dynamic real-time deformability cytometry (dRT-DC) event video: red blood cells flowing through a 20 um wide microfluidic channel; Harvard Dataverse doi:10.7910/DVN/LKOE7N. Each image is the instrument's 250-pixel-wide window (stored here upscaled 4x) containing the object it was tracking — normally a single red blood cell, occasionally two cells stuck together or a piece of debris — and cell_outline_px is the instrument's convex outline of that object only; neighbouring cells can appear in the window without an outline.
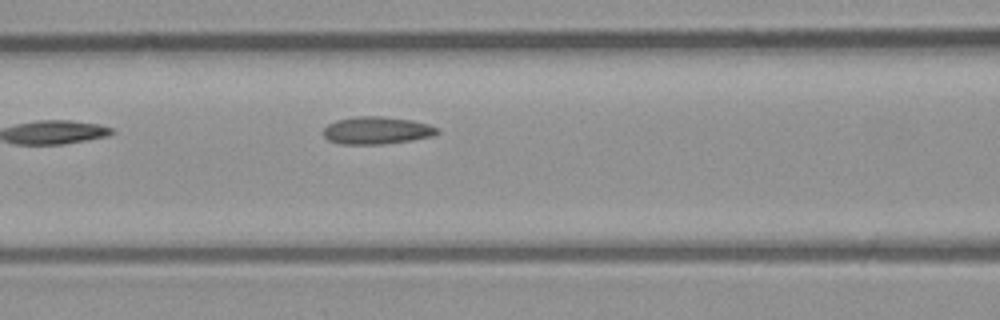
{"species": "common noctule bat (a hibernating species)", "species_latin": "Nyctalus noctula", "temperature_condition": "room temperature", "stored_images_in_passage": 5, "camera_frame_rate_fps": 3000, "um_per_image_px": 0.085, "animal": {"sex": "male", "body_mass_g": 23.1, "forearm_length_mm": 52.7}, "frame": {"image": 1, "passage_image": 5, "time_ms": 1.333, "image_size_px": [1000, 320], "cell_outline_px": [[440, 132], [432, 136], [412, 140], [384, 144], [340, 144], [328, 140], [324, 136], [324, 128], [328, 124], [336, 120], [352, 116], [384, 116], [412, 120], [428, 124], [436, 128]], "centroid_in_image_um": [32.0, 11.08], "position_along_channel_um": 134.6, "area_um2": 18.32}}